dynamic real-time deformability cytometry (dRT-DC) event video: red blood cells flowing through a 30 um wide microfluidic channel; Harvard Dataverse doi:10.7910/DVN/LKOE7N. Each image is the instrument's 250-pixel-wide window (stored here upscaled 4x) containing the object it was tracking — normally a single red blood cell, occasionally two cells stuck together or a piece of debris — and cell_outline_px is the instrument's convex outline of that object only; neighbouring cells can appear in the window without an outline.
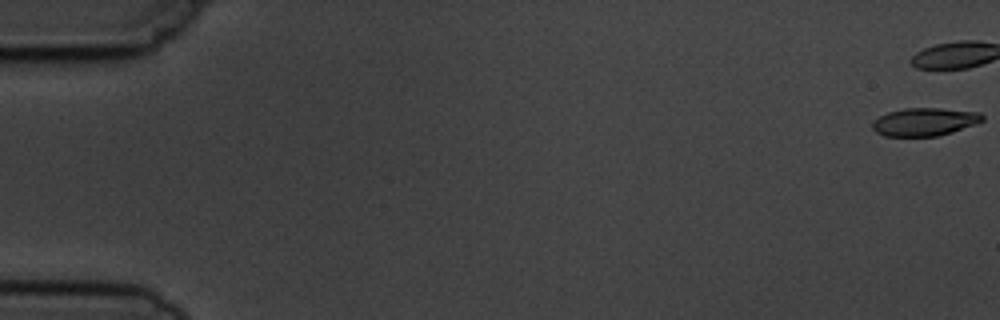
{"species": "common noctule bat (a hibernating species)", "species_latin": "Nyctalus noctula", "temperature_condition": "cold", "stored_images_in_passage": 6, "camera_frame_rate_fps": 3000, "um_per_image_px": 0.085, "animal": {"sex": "male", "body_mass_g": 19.5, "forearm_length_mm": 54.6}, "frame": {"image": 1, "passage_image": 1, "time_ms": 0.0, "image_size_px": [1000, 320], "cell_outline_px": [[984, 120], [976, 124], [952, 132], [936, 136], [884, 136], [876, 132], [872, 128], [872, 120], [888, 112], [904, 108], [940, 108], [980, 112], [984, 116]], "centroid_in_image_um": [78.59, 10.35], "position_along_channel_um": 6.4, "area_um2": 18.03}}